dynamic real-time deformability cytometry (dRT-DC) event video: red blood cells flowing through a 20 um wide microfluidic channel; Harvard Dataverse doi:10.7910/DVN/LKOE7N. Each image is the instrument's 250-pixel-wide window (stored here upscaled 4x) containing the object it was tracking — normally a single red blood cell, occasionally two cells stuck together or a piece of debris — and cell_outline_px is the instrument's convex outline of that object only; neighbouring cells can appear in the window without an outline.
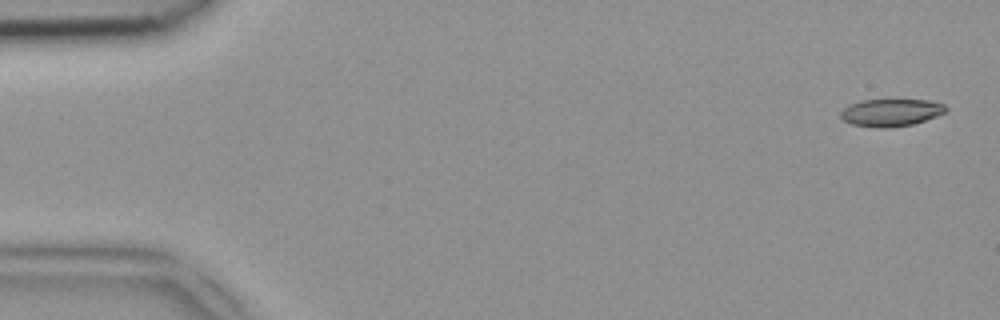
{"species": "common noctule bat (a hibernating species)", "species_latin": "Nyctalus noctula", "temperature_condition": "room temperature", "stored_images_in_passage": 49, "camera_frame_rate_fps": 3000, "um_per_image_px": 0.085, "animal": {"sex": "female", "body_mass_g": 18.4}, "frame": {"image": 1, "passage_image": 2, "time_ms": 0.333, "image_size_px": [1000, 320], "cell_outline_px": [[948, 112], [912, 124], [888, 128], [876, 128], [852, 124], [844, 120], [840, 116], [840, 112], [848, 104], [860, 100], [928, 100], [944, 104], [948, 108]], "centroid_in_image_um": [75.73, 9.56], "position_along_channel_um": 9.3, "area_um2": 16.88}}
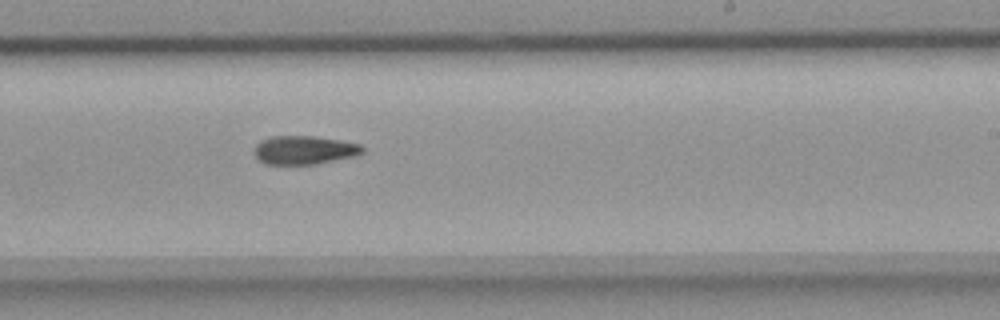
{"frame": {"image": 2, "passage_image": 30, "time_ms": 9.667, "image_size_px": [1000, 320], "cell_outline_px": [[364, 152], [356, 156], [316, 164], [264, 164], [252, 152], [256, 144], [260, 140], [272, 136], [316, 136], [340, 140], [360, 144], [364, 148]], "centroid_in_image_um": [25.86, 12.75], "position_along_channel_um": 263.1, "area_um2": 18.21}}
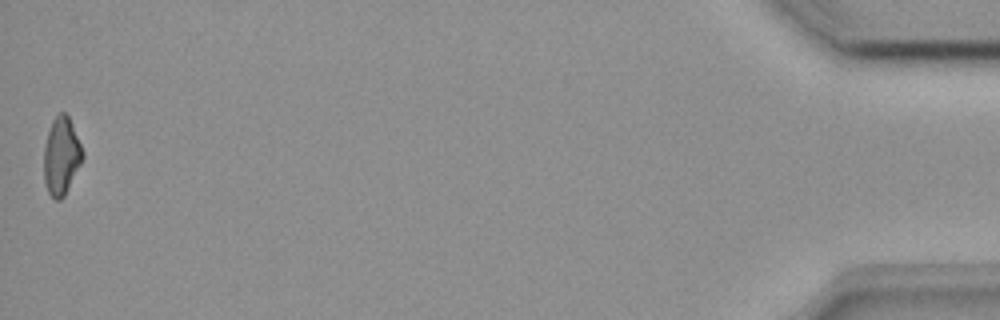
{"frame": {"image": 3, "passage_image": 49, "time_ms": 16.0, "image_size_px": [1000, 320], "cell_outline_px": [[84, 156], [64, 196], [60, 200], [56, 200], [48, 192], [44, 180], [44, 148], [48, 132], [52, 120], [60, 112], [64, 112], [68, 116], [72, 124], [84, 152]], "centroid_in_image_um": [5.21, 13.25], "position_along_channel_um": 430.0, "area_um2": 17.28}}